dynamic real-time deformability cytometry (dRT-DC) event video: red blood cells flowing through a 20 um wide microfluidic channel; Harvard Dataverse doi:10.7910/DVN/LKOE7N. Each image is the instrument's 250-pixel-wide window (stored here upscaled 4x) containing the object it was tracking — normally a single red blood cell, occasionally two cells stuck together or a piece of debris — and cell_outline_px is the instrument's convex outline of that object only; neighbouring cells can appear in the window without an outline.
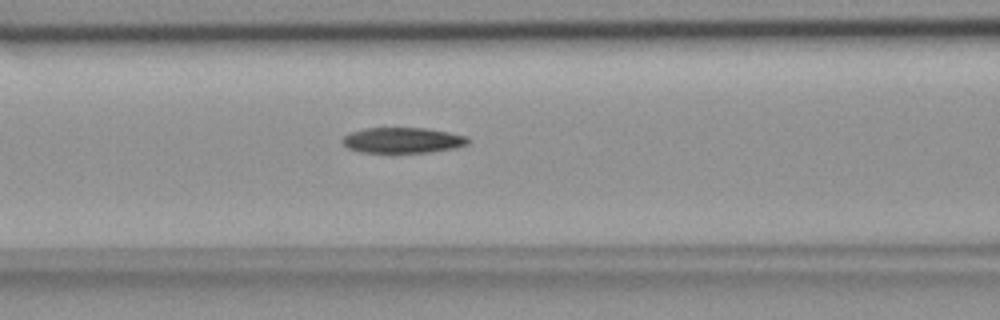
{"species": "common noctule bat (a hibernating species)", "species_latin": "Nyctalus noctula", "temperature_condition": "room temperature", "stored_images_in_passage": 38, "camera_frame_rate_fps": 3000, "um_per_image_px": 0.085, "animal": {"sex": "female", "body_mass_g": 18.4}, "frame": {"image": 1, "passage_image": 7, "time_ms": 2.0, "image_size_px": [1000, 320], "cell_outline_px": [[468, 144], [456, 148], [428, 152], [360, 152], [348, 148], [340, 140], [344, 136], [352, 132], [364, 128], [428, 128], [468, 136]], "centroid_in_image_um": [34.23, 11.92], "position_along_channel_um": 132.4, "area_um2": 18.67}}
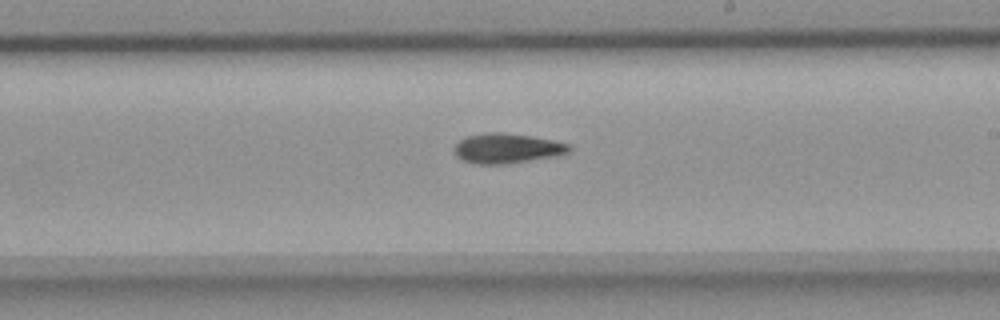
{"frame": {"image": 2, "passage_image": 16, "time_ms": 5.0, "image_size_px": [1000, 320], "cell_outline_px": [[572, 148], [568, 152], [556, 156], [500, 164], [480, 164], [464, 160], [456, 156], [456, 144], [460, 140], [468, 136], [484, 132], [504, 132], [552, 140], [568, 144]], "centroid_in_image_um": [43.09, 12.59], "position_along_channel_um": 245.9, "area_um2": 19.54}}
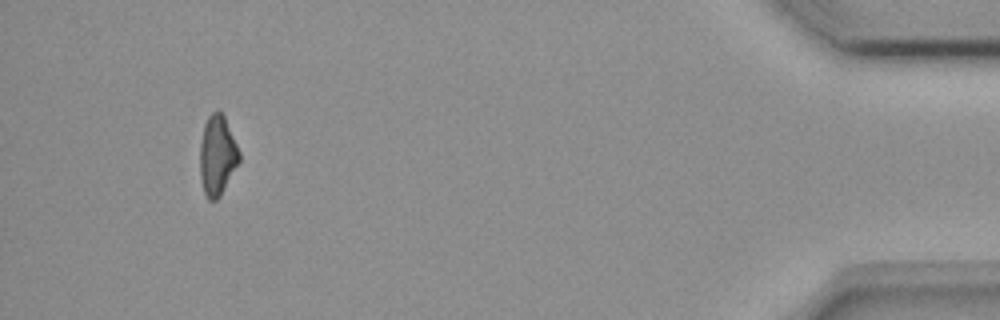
{"frame": {"image": 3, "passage_image": 35, "time_ms": 11.333, "image_size_px": [1000, 320], "cell_outline_px": [[240, 160], [220, 196], [216, 200], [208, 200], [204, 192], [200, 176], [200, 144], [204, 124], [208, 116], [216, 108], [224, 116], [240, 152]], "centroid_in_image_um": [18.46, 13.2], "position_along_channel_um": 416.7, "area_um2": 18.21}}